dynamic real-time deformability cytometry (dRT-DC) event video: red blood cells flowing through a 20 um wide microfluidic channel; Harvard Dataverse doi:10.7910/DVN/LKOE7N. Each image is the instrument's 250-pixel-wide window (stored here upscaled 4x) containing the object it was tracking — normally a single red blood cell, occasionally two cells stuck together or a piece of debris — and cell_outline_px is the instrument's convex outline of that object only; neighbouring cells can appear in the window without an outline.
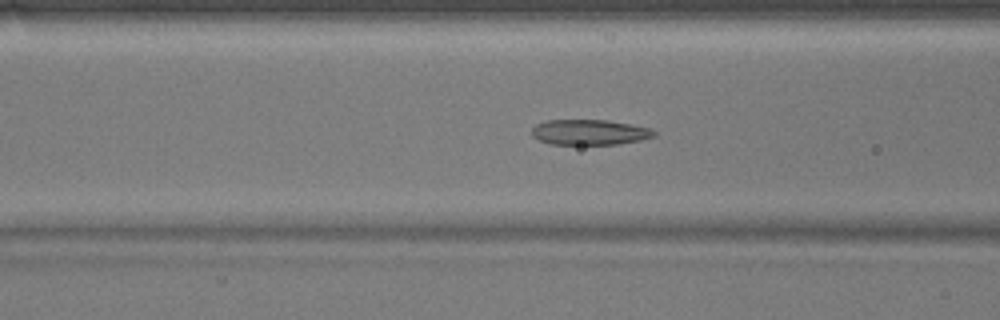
{"species": "common noctule bat (a hibernating species)", "species_latin": "Nyctalus noctula", "temperature_condition": "warm", "stored_images_in_passage": 46, "camera_frame_rate_fps": 3000, "um_per_image_px": 0.085, "animal": {"sex": "male", "body_mass_g": 17.9}, "frame": {"image": 1, "passage_image": 14, "time_ms": 4.333, "image_size_px": [1000, 320], "cell_outline_px": [[656, 136], [640, 140], [620, 144], [548, 144], [532, 136], [532, 128], [536, 124], [548, 120], [608, 120], [648, 128], [656, 132]], "centroid_in_image_um": [50.09, 11.24], "position_along_channel_um": 116.5, "area_um2": 17.98}}
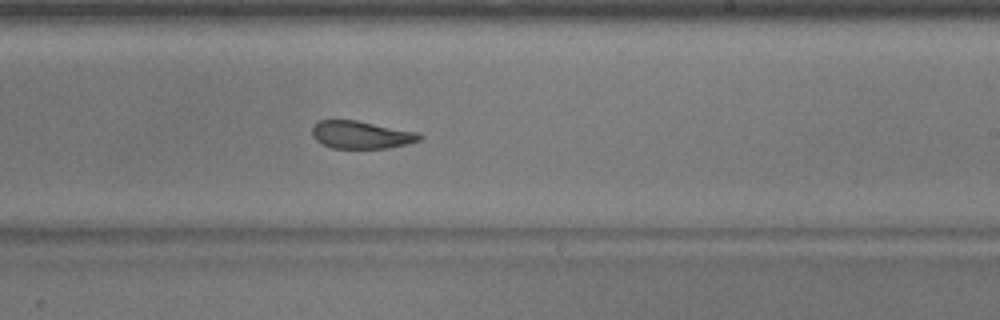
{"frame": {"image": 2, "passage_image": 25, "time_ms": 8.0, "image_size_px": [1000, 320], "cell_outline_px": [[424, 136], [420, 140], [408, 144], [388, 148], [332, 148], [320, 144], [312, 136], [312, 128], [320, 120], [356, 120], [420, 132]], "centroid_in_image_um": [30.74, 11.46], "position_along_channel_um": 258.3, "area_um2": 17.51}}
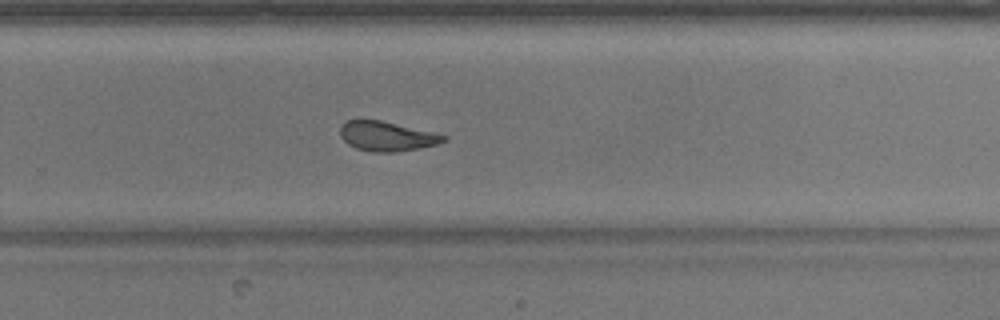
{"frame": {"image": 3, "passage_image": 28, "time_ms": 9.0, "image_size_px": [1000, 320], "cell_outline_px": [[448, 140], [436, 144], [420, 148], [396, 152], [372, 152], [356, 148], [348, 144], [340, 136], [340, 128], [348, 120], [380, 120], [432, 132], [448, 136]], "centroid_in_image_um": [32.89, 11.59], "position_along_channel_um": 296.9, "area_um2": 17.69}, "authors_computed_cell_mechanics": {"area_um2": 19.3052, "velocity_mm_per_s": 3.8672, "shape_relaxation_time_tau1_ms": 7.4043, "shape_relaxation_time_tau2_ms": 1.9355, "deformation_change_tau1": 0.1803, "deformation_change_tau2": 0.0944}}